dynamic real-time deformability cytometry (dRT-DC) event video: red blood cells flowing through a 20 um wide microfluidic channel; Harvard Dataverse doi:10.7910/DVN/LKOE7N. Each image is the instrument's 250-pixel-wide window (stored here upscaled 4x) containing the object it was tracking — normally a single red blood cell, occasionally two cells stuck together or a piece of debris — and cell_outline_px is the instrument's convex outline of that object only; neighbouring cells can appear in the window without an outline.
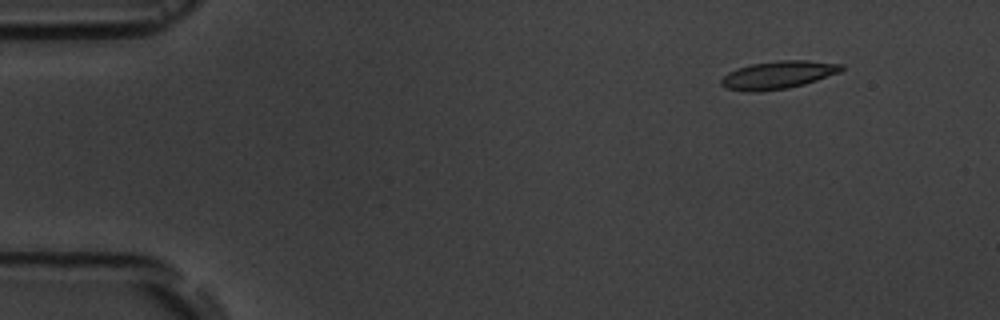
{"species": "common noctule bat (a hibernating species)", "species_latin": "Nyctalus noctula", "temperature_condition": "room temperature", "stored_images_in_passage": 4, "camera_frame_rate_fps": 3000, "um_per_image_px": 0.085, "animal": {"sex": "male", "body_mass_g": 19.5, "forearm_length_mm": 54.6}, "frame": {"image": 1, "passage_image": 2, "time_ms": 1.333, "image_size_px": [1000, 320], "cell_outline_px": [[844, 68], [840, 72], [804, 84], [788, 88], [760, 92], [748, 92], [724, 88], [720, 84], [720, 80], [728, 72], [752, 64], [780, 60], [808, 60], [844, 64]], "centroid_in_image_um": [66.13, 6.37], "position_along_channel_um": 18.9, "area_um2": 19.54}}